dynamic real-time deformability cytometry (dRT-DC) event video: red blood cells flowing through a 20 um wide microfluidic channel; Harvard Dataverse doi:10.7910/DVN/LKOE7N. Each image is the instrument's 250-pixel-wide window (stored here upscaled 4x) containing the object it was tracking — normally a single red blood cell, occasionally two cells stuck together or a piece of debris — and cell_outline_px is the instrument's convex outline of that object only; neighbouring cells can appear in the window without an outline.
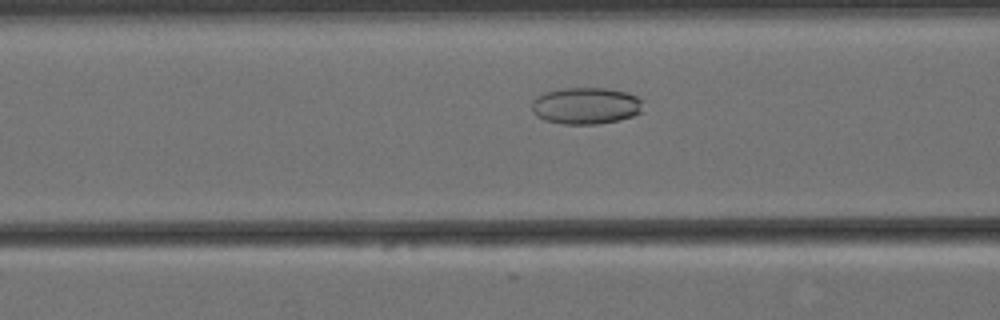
{"species": "Egyptian fruit bat (a non-hibernating species)", "species_latin": "Rousettus aegyptiacus", "temperature_condition": "cold", "stored_images_in_passage": 50, "camera_frame_rate_fps": 3000, "um_per_image_px": 0.085, "animal": {"sex": "female"}, "frame": {"image": 1, "passage_image": 14, "time_ms": 4.333, "image_size_px": [1000, 320], "cell_outline_px": [[640, 112], [632, 116], [620, 120], [596, 124], [564, 124], [544, 120], [536, 116], [532, 112], [532, 100], [536, 96], [544, 92], [564, 88], [608, 88], [628, 92], [636, 96], [640, 100]], "centroid_in_image_um": [49.75, 8.98], "position_along_channel_um": 116.9, "area_um2": 23.87}}
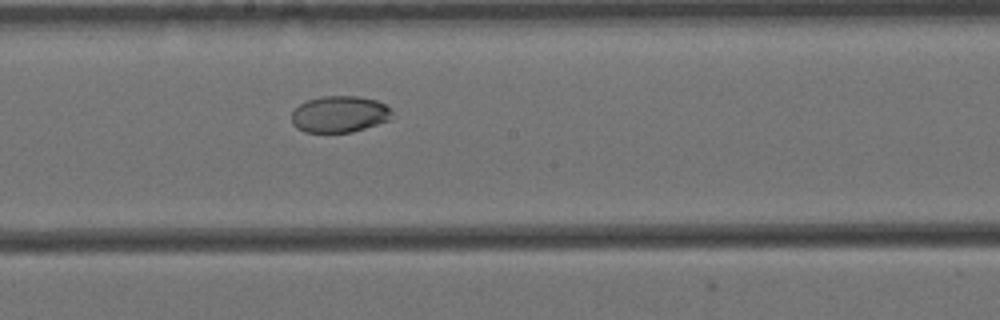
{"frame": {"image": 2, "passage_image": 23, "time_ms": 7.333, "image_size_px": [1000, 320], "cell_outline_px": [[392, 112], [388, 120], [352, 132], [304, 132], [296, 128], [292, 124], [292, 112], [300, 104], [308, 100], [320, 96], [356, 96], [376, 100], [384, 104]], "centroid_in_image_um": [28.81, 9.7], "position_along_channel_um": 219.4, "area_um2": 21.15}}
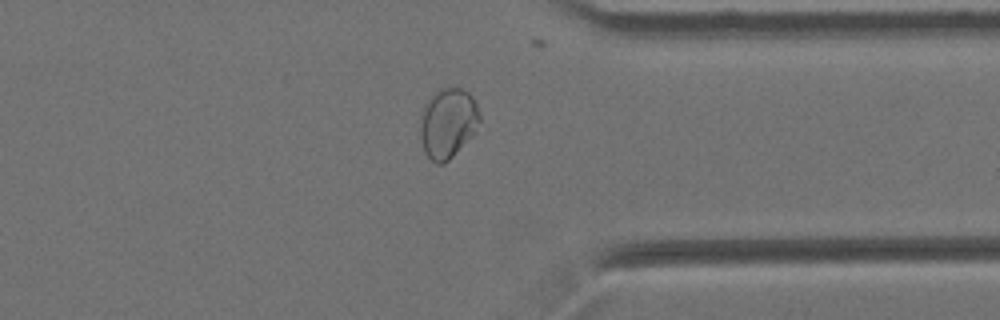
{"frame": {"image": 3, "passage_image": 37, "time_ms": 12.0, "image_size_px": [1000, 320], "cell_outline_px": [[480, 120], [472, 132], [452, 156], [444, 164], [436, 164], [424, 152], [420, 132], [420, 116], [424, 104], [432, 92], [440, 88], [460, 88], [468, 92], [472, 96], [480, 112]], "centroid_in_image_um": [38.02, 10.41], "position_along_channel_um": 373.4, "area_um2": 23.93}}